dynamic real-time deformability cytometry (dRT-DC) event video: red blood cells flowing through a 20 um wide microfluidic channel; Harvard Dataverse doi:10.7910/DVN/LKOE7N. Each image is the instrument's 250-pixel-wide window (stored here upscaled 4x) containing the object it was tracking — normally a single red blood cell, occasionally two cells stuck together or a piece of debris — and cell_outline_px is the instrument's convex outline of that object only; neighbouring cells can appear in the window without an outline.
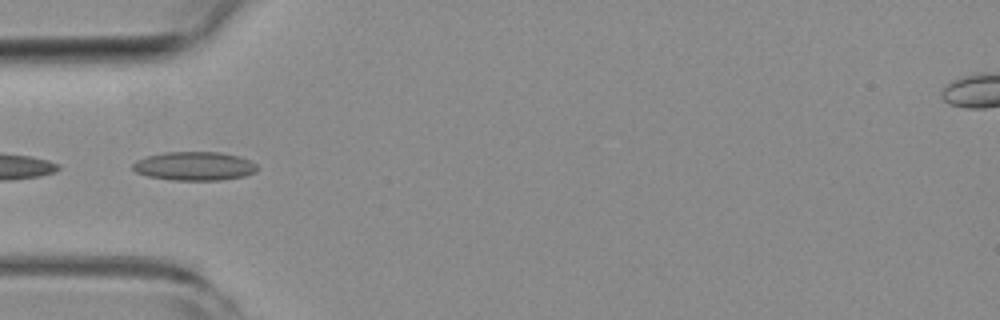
{"species": "common noctule bat (a hibernating species)", "species_latin": "Nyctalus noctula", "temperature_condition": "room temperature", "stored_images_in_passage": 20, "camera_frame_rate_fps": 3000, "um_per_image_px": 0.085, "animal": {"sex": "female", "body_mass_g": 19.3, "forearm_length_mm": 54.1}, "frame": {"image": 1, "passage_image": 15, "time_ms": 4.667, "image_size_px": [1000, 320], "cell_outline_px": [[256, 172], [244, 176], [220, 180], [172, 180], [148, 176], [136, 172], [132, 168], [132, 164], [136, 160], [144, 156], [164, 152], [220, 152], [240, 156], [256, 164]], "centroid_in_image_um": [16.49, 14.11], "position_along_channel_um": 68.5, "area_um2": 20.92}}